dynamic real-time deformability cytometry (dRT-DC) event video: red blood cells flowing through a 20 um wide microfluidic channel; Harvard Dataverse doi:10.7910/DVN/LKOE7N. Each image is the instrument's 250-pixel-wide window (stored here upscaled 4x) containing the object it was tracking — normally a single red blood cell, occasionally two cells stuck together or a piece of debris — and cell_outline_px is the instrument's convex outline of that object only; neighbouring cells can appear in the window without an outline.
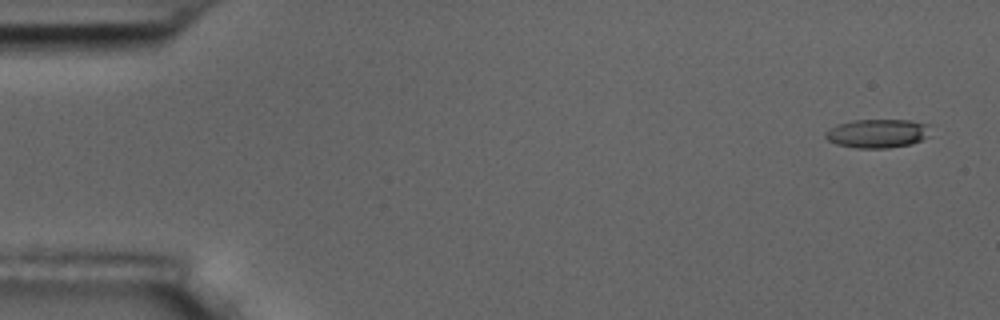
{"species": "common noctule bat (a hibernating species)", "species_latin": "Nyctalus noctula", "temperature_condition": "room temperature", "stored_images_in_passage": 5, "camera_frame_rate_fps": 3000, "um_per_image_px": 0.085, "animal": {"sex": "male", "body_mass_g": 17.5, "forearm_length_mm": 52.3}, "frame": {"image": 1, "passage_image": 1, "time_ms": 0.0, "image_size_px": [1000, 320], "cell_outline_px": [[932, 136], [912, 144], [888, 148], [856, 148], [836, 144], [828, 140], [824, 136], [824, 132], [836, 124], [852, 120], [912, 120], [928, 124]], "centroid_in_image_um": [74.61, 11.34], "position_along_channel_um": 10.4, "area_um2": 17.98}}
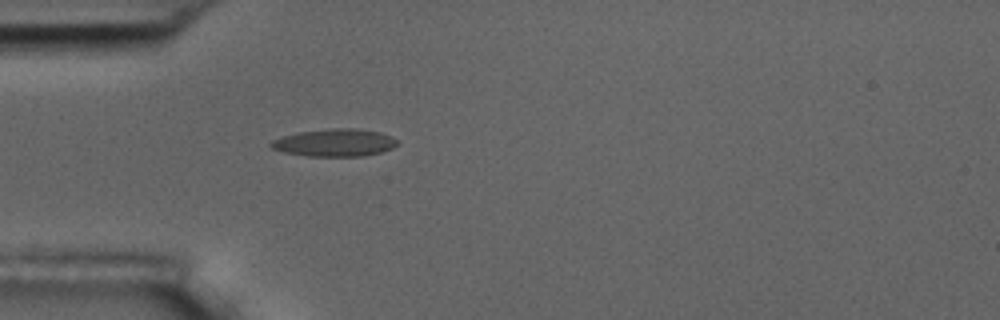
{"frame": {"image": 2, "passage_image": 5, "time_ms": 4.667, "image_size_px": [1000, 320], "cell_outline_px": [[396, 144], [392, 148], [380, 152], [364, 156], [308, 156], [284, 152], [272, 148], [268, 144], [272, 140], [284, 136], [300, 132], [332, 128], [356, 128], [380, 132], [392, 136], [396, 140]], "centroid_in_image_um": [28.45, 12.12], "position_along_channel_um": 56.6, "area_um2": 20.11}}